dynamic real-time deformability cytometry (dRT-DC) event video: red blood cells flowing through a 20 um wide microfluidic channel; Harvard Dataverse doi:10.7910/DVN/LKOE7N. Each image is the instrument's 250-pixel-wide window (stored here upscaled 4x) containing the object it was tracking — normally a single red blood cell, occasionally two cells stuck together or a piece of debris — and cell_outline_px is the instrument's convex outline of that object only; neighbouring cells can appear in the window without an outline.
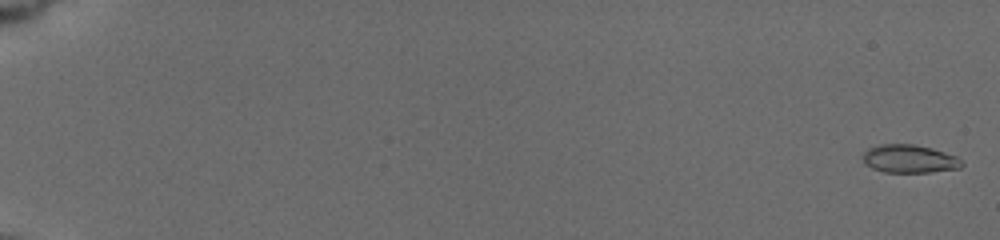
{"species": "common noctule bat (a hibernating species)", "species_latin": "Nyctalus noctula", "temperature_condition": "cold", "stored_images_in_passage": 98, "camera_frame_rate_fps": 3000, "um_per_image_px": 0.085, "animal": {"sex": "female", "body_mass_g": 19.5, "forearm_length_mm": 54.1}, "frame": {"image": 1, "passage_image": 3, "time_ms": 0.333, "image_size_px": [1000, 240], "cell_outline_px": [[964, 164], [960, 168], [928, 172], [884, 172], [872, 168], [864, 164], [860, 156], [868, 148], [880, 144], [912, 144], [932, 148], [956, 156]], "centroid_in_image_um": [77.24, 13.5], "position_along_channel_um": 7.8, "area_um2": 16.3}}
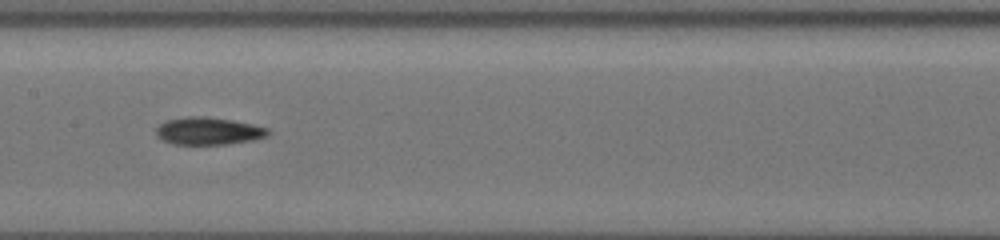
{"frame": {"image": 2, "passage_image": 70, "time_ms": 10.667, "image_size_px": [1000, 240], "cell_outline_px": [[272, 132], [268, 136], [252, 140], [228, 144], [172, 144], [156, 136], [156, 128], [160, 124], [168, 120], [188, 116], [204, 116], [232, 120], [252, 124], [268, 128]], "centroid_in_image_um": [17.74, 11.14], "position_along_channel_um": 189.7, "area_um2": 17.92}}
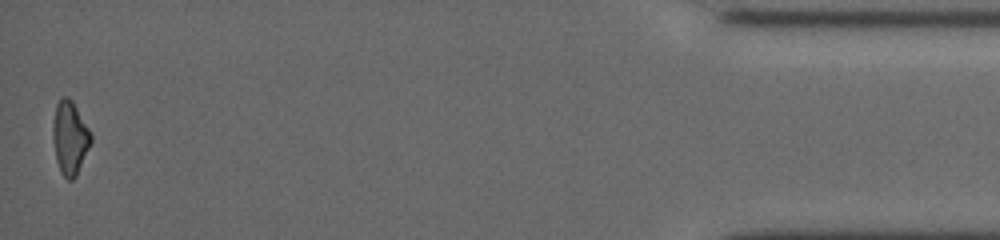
{"frame": {"image": 3, "passage_image": 98, "time_ms": 19.0, "image_size_px": [1000, 240], "cell_outline_px": [[92, 140], [76, 176], [72, 180], [68, 180], [60, 172], [56, 160], [52, 136], [52, 124], [56, 104], [60, 96], [68, 96], [72, 100], [88, 128], [92, 136]], "centroid_in_image_um": [5.91, 11.69], "position_along_channel_um": 429.3, "area_um2": 16.3}}